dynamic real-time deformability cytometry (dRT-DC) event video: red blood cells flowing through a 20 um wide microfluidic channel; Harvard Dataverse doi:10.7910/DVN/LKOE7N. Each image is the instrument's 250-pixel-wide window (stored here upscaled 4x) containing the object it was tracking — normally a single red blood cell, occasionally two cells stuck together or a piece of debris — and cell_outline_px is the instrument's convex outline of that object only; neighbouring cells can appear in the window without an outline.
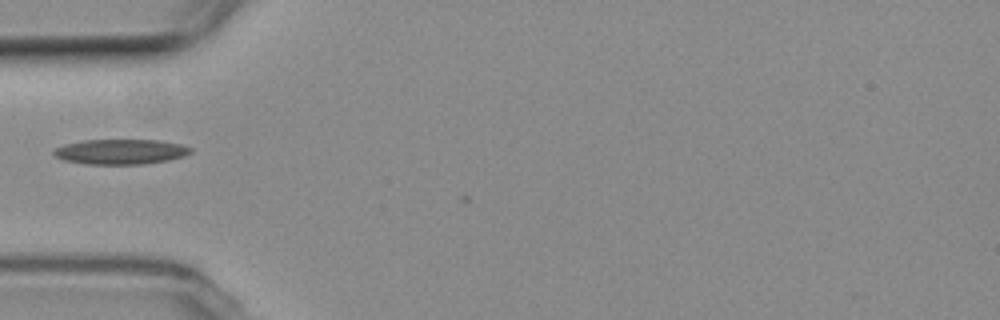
{"species": "common noctule bat (a hibernating species)", "species_latin": "Nyctalus noctula", "temperature_condition": "room temperature", "stored_images_in_passage": 8, "camera_frame_rate_fps": 3000, "um_per_image_px": 0.085, "animal": {"sex": "female", "body_mass_g": 19.3, "forearm_length_mm": 54.1}, "frame": {"image": 1, "passage_image": 2, "time_ms": 1.333, "image_size_px": [1000, 320], "cell_outline_px": [[192, 152], [184, 156], [168, 160], [144, 164], [84, 164], [64, 160], [52, 156], [52, 152], [56, 148], [64, 144], [84, 140], [160, 140], [180, 144], [192, 148]], "centroid_in_image_um": [10.23, 12.9], "position_along_channel_um": 74.8, "area_um2": 20.11}}
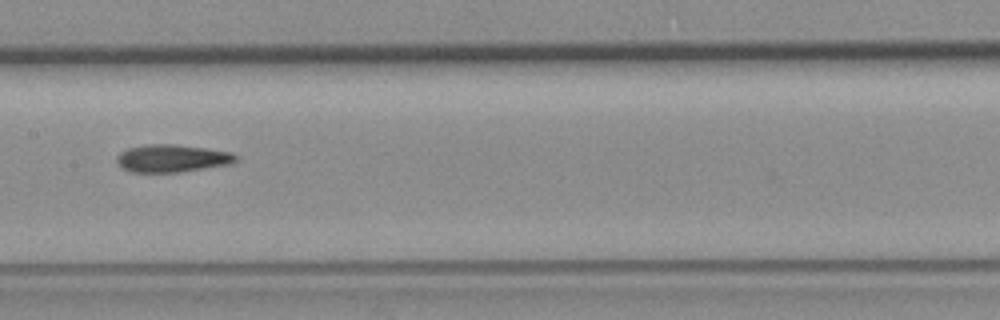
{"frame": {"image": 2, "passage_image": 5, "time_ms": 4.667, "image_size_px": [1000, 320], "cell_outline_px": [[240, 160], [232, 164], [180, 172], [132, 172], [124, 168], [116, 160], [116, 156], [120, 152], [128, 148], [148, 144], [176, 144], [208, 148], [232, 152], [240, 156]], "centroid_in_image_um": [14.72, 13.45], "position_along_channel_um": 192.7, "area_um2": 19.42}}
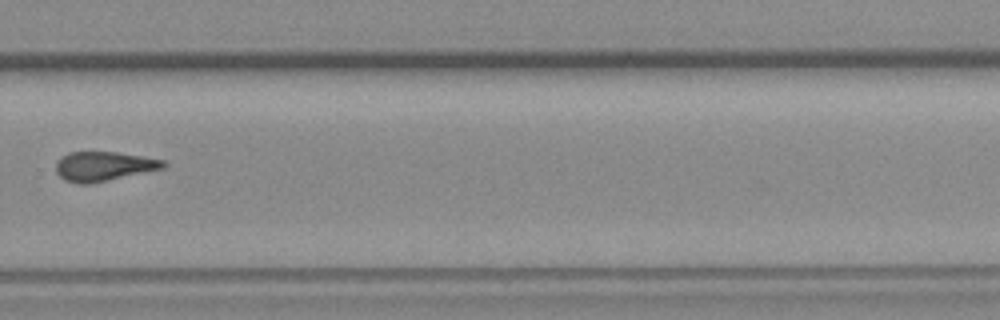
{"frame": {"image": 3, "passage_image": 8, "time_ms": 8.333, "image_size_px": [1000, 320], "cell_outline_px": [[168, 164], [164, 168], [92, 184], [76, 184], [64, 180], [56, 172], [56, 164], [68, 152], [116, 152], [164, 160]], "centroid_in_image_um": [8.82, 14.15], "position_along_channel_um": 321.0, "area_um2": 18.38}}